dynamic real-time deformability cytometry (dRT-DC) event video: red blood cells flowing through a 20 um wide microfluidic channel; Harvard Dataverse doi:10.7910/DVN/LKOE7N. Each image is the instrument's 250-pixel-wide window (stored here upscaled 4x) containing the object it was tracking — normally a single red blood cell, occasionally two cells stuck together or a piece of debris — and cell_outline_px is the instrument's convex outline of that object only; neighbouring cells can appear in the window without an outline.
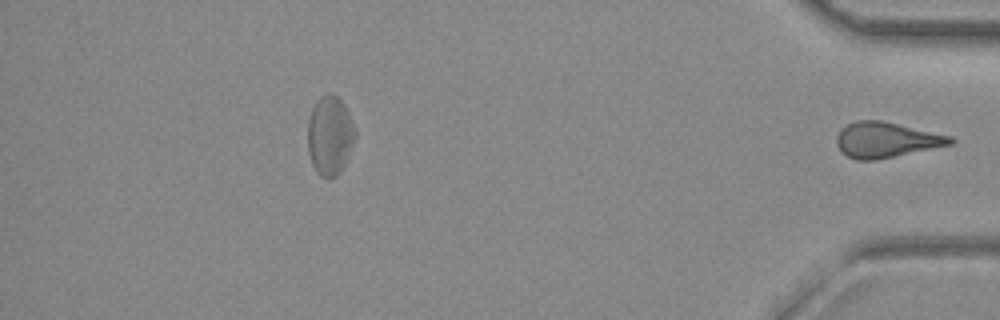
{"species": "common noctule bat (a hibernating species)", "species_latin": "Nyctalus noctula", "temperature_condition": "room temperature", "stored_images_in_passage": 45, "segment_of_instrument_passage": [2, 2], "camera_frame_rate_fps": 3000, "um_per_image_px": 0.085, "animal": {"sex": "female", "body_mass_g": 29.2, "forearm_length_mm": 56.3}, "frame": {"image": 1, "passage_image": 45, "time_ms": 14.667, "image_size_px": [1000, 320], "cell_outline_px": [[956, 140], [952, 144], [876, 160], [856, 160], [848, 156], [836, 144], [836, 136], [840, 128], [856, 120], [880, 120], [952, 136]], "centroid_in_image_um": [75.31, 11.88], "position_along_channel_um": 359.9, "area_um2": 23.29}}